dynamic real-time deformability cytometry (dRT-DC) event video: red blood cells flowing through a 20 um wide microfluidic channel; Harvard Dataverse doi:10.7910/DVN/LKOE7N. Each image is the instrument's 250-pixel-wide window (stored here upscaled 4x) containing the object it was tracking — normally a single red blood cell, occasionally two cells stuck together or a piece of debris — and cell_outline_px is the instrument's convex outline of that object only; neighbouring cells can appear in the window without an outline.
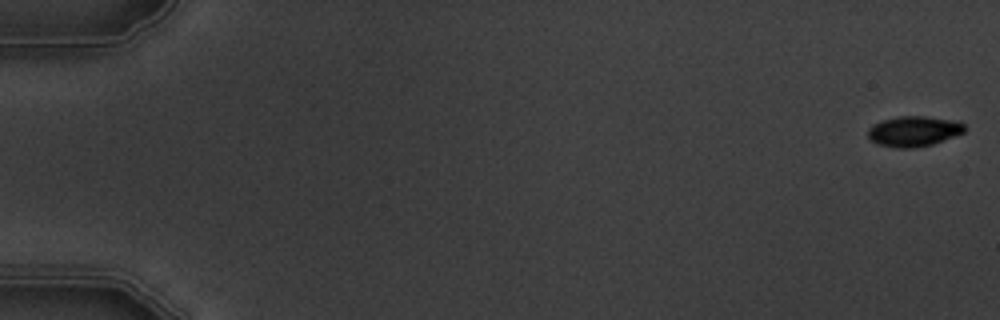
{"species": "common noctule bat (a hibernating species)", "species_latin": "Nyctalus noctula", "temperature_condition": "warm", "stored_images_in_passage": 6, "camera_frame_rate_fps": 3000, "um_per_image_px": 0.085, "animal": {"sex": "male", "body_mass_g": 19.5, "forearm_length_mm": 54.6}, "frame": {"image": 1, "passage_image": 1, "time_ms": 0.0, "image_size_px": [1000, 320], "cell_outline_px": [[968, 128], [964, 132], [932, 144], [912, 148], [896, 148], [880, 144], [872, 140], [868, 136], [868, 128], [872, 124], [884, 120], [900, 116], [924, 116], [960, 120]], "centroid_in_image_um": [77.72, 11.14], "position_along_channel_um": 7.3, "area_um2": 17.11}}